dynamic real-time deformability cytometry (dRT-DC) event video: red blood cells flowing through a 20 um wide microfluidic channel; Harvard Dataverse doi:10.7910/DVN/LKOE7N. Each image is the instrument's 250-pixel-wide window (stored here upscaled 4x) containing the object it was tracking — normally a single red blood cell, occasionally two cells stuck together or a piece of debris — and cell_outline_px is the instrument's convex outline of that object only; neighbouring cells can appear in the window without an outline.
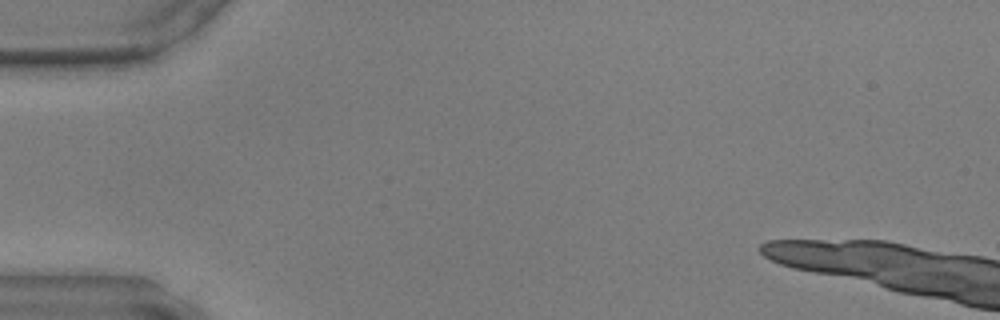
{"species": "common noctule bat (a hibernating species)", "species_latin": "Nyctalus noctula", "temperature_condition": "warm", "stored_images_in_passage": 2, "camera_frame_rate_fps": 3000, "um_per_image_px": 0.085, "animal": {"sex": "male", "body_mass_g": 17.9, "forearm_length_mm": 54.2}, "frame": {"image": 1, "passage_image": 1, "time_ms": 0.0, "image_size_px": [1000, 320], "cell_outline_px": [[872, 272], [868, 276], [864, 276], [828, 272], [800, 268], [776, 260], [768, 256], [764, 252], [768, 244], [784, 240], [808, 240], [832, 244]], "centroid_in_image_um": [69.3, 21.85], "position_along_channel_um": 15.7, "area_um2": 16.53}}